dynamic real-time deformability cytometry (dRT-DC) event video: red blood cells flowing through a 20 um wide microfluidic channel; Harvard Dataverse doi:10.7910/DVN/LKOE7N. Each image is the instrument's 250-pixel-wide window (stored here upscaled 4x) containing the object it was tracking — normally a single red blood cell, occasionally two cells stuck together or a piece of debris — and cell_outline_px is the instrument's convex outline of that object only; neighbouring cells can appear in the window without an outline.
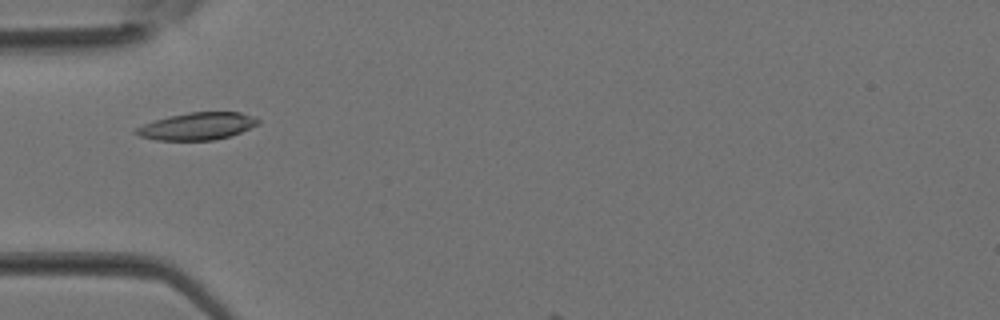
{"species": "Egyptian fruit bat (a non-hibernating species)", "species_latin": "Rousettus aegyptiacus", "temperature_condition": "room temperature", "stored_images_in_passage": 7, "camera_frame_rate_fps": 3000, "um_per_image_px": 0.085, "animal": {"sex": "female"}, "frame": {"image": 1, "passage_image": 5, "time_ms": 1.333, "image_size_px": [1000, 320], "cell_outline_px": [[260, 124], [232, 136], [212, 140], [156, 140], [140, 136], [132, 132], [136, 128], [144, 124], [168, 116], [188, 112], [240, 112], [256, 116], [260, 120]], "centroid_in_image_um": [16.82, 10.72], "position_along_channel_um": 68.2, "area_um2": 19.59}}